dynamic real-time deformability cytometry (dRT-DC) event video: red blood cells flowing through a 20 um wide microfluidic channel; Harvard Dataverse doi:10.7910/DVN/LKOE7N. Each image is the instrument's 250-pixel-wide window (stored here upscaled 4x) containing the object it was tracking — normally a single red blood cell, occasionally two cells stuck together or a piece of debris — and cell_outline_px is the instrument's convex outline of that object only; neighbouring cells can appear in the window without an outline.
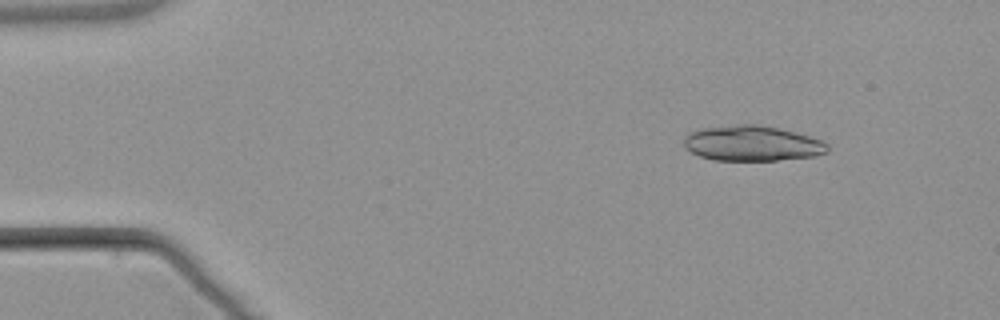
{"species": "common noctule bat (a hibernating species)", "species_latin": "Nyctalus noctula", "temperature_condition": "warm", "stored_images_in_passage": 6, "segment_of_instrument_passage": [1, 2], "camera_frame_rate_fps": 3000, "um_per_image_px": 0.085, "animal": {"sex": "male", "body_mass_g": 21.5, "forearm_length_mm": 52.0}, "frame": {"image": 1, "passage_image": 2, "time_ms": 1.0, "image_size_px": [1000, 320], "cell_outline_px": [[828, 152], [816, 156], [776, 160], [712, 160], [700, 156], [684, 148], [684, 136], [688, 132], [704, 128], [736, 124], [760, 124], [780, 128], [808, 136], [820, 140], [828, 144]], "centroid_in_image_um": [63.91, 12.18], "position_along_channel_um": 21.1, "area_um2": 29.65}}